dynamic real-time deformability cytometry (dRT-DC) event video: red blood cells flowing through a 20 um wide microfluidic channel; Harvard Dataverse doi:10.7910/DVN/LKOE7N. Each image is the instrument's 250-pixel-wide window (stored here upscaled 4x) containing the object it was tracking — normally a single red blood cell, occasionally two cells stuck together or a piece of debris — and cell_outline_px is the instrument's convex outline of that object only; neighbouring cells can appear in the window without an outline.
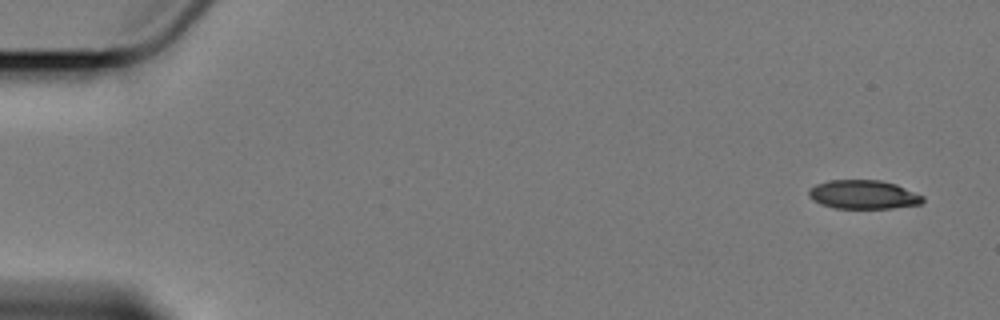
{"species": "Egyptian fruit bat (a non-hibernating species)", "species_latin": "Rousettus aegyptiacus", "temperature_condition": "cold", "stored_images_in_passage": 6, "camera_frame_rate_fps": 3000, "um_per_image_px": 0.085, "animal": {"sex": "female"}, "frame": {"image": 1, "passage_image": 1, "time_ms": 0.0, "image_size_px": [1000, 320], "cell_outline_px": [[924, 200], [920, 204], [892, 208], [836, 208], [820, 204], [812, 200], [808, 196], [808, 188], [816, 184], [828, 180], [880, 180], [896, 184], [924, 196]], "centroid_in_image_um": [73.35, 16.53], "position_along_channel_um": 11.6, "area_um2": 19.25}}
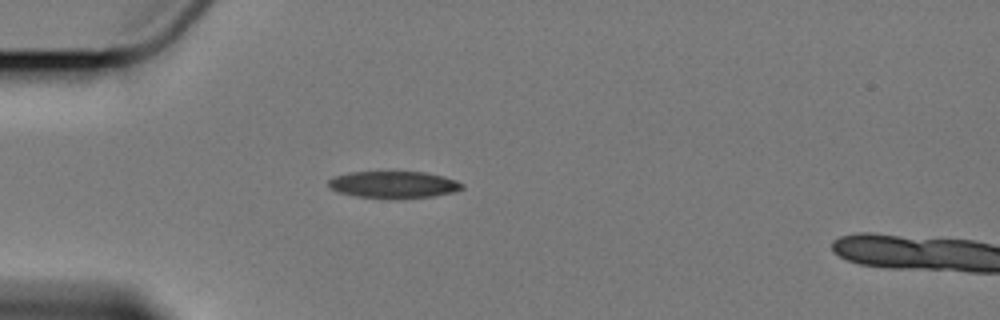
{"frame": {"image": 2, "passage_image": 5, "time_ms": 4.667, "image_size_px": [1000, 320], "cell_outline_px": [[464, 188], [452, 192], [432, 196], [356, 196], [336, 192], [328, 184], [328, 180], [336, 176], [352, 172], [424, 172], [444, 176], [456, 180], [464, 184]], "centroid_in_image_um": [33.47, 15.65], "position_along_channel_um": 51.5, "area_um2": 20.06}}